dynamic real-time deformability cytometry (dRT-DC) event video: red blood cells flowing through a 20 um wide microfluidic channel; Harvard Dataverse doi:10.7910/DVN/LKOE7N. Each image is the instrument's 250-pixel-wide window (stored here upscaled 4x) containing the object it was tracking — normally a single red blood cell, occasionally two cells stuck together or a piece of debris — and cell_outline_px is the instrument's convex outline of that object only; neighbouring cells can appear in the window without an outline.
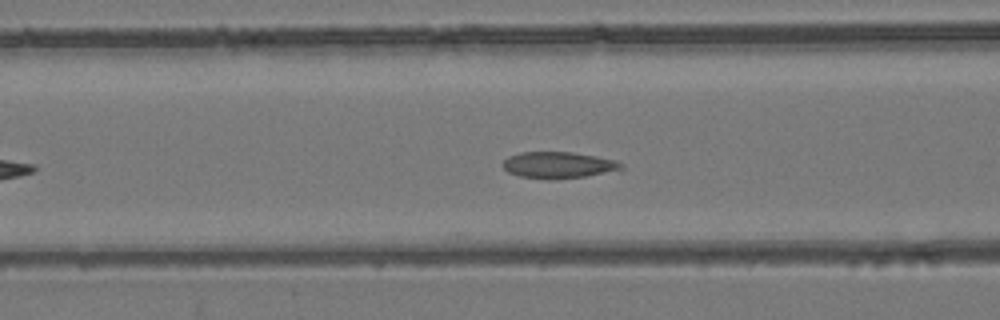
{"species": "common noctule bat (a hibernating species)", "species_latin": "Nyctalus noctula", "temperature_condition": "room temperature", "stored_images_in_passage": 33, "camera_frame_rate_fps": 3000, "um_per_image_px": 0.085, "animal": {"sex": "female", "body_mass_g": 24.6, "forearm_length_mm": 56.2}, "frame": {"image": 1, "passage_image": 7, "time_ms": 2.0, "image_size_px": [1000, 320], "cell_outline_px": [[624, 168], [620, 172], [556, 180], [548, 180], [520, 176], [508, 172], [500, 164], [508, 156], [520, 152], [572, 152], [596, 156], [616, 160], [624, 164]], "centroid_in_image_um": [47.54, 14.05], "position_along_channel_um": 119.1, "area_um2": 18.9}}
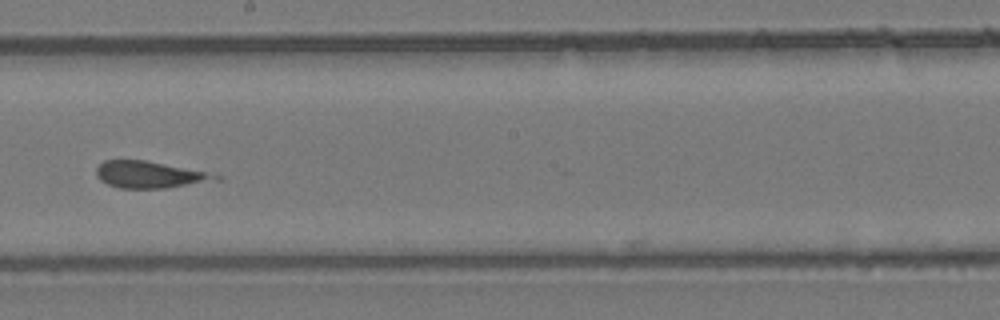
{"frame": {"image": 2, "passage_image": 16, "time_ms": 5.0, "image_size_px": [1000, 320], "cell_outline_px": [[224, 180], [164, 188], [120, 188], [108, 184], [100, 180], [96, 176], [96, 168], [104, 160], [144, 160], [224, 176]], "centroid_in_image_um": [12.73, 14.86], "position_along_channel_um": 235.5, "area_um2": 18.5}}
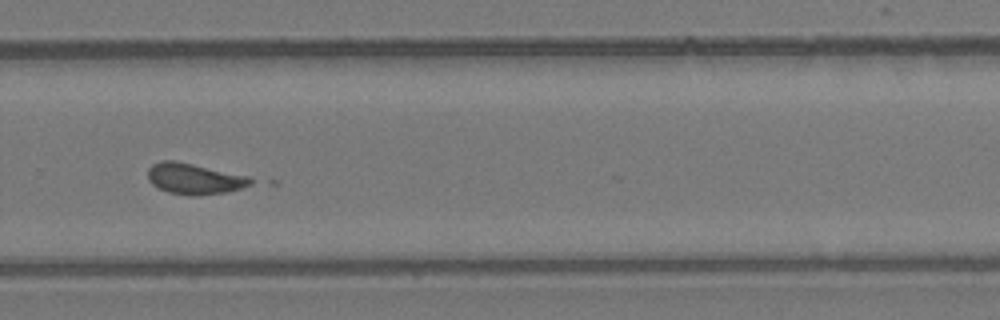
{"frame": {"image": 3, "passage_image": 22, "time_ms": 7.0, "image_size_px": [1000, 320], "cell_outline_px": [[260, 180], [244, 188], [224, 192], [196, 196], [168, 192], [152, 184], [148, 180], [148, 168], [152, 164], [160, 160], [176, 160], [252, 176]], "centroid_in_image_um": [16.61, 15.17], "position_along_channel_um": 313.2, "area_um2": 19.02}}